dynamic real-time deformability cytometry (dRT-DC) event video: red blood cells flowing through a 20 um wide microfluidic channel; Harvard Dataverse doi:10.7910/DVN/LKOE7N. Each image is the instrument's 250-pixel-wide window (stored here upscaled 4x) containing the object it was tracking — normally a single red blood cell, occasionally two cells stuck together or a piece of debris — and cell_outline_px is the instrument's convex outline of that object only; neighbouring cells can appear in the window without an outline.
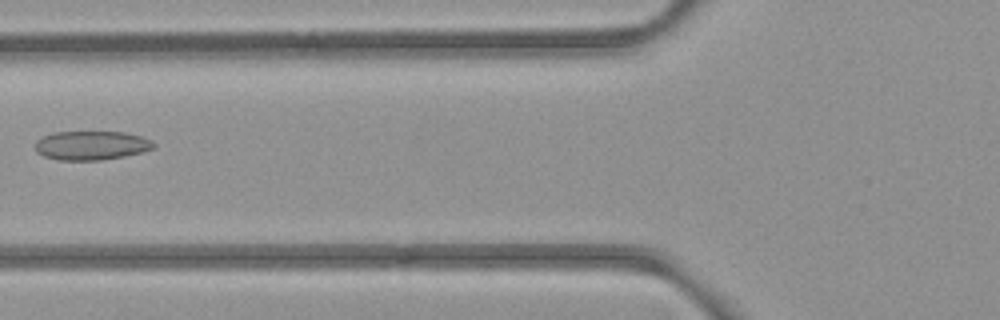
{"species": "common noctule bat (a hibernating species)", "species_latin": "Nyctalus noctula", "temperature_condition": "room temperature", "stored_images_in_passage": 4, "camera_frame_rate_fps": 3000, "um_per_image_px": 0.085, "animal": {"sex": "female", "body_mass_g": 21.9}, "frame": {"image": 1, "passage_image": 4, "time_ms": 3.333, "image_size_px": [1000, 320], "cell_outline_px": [[156, 144], [152, 148], [140, 152], [124, 156], [100, 160], [60, 160], [44, 156], [36, 152], [36, 140], [52, 132], [124, 132], [140, 136], [152, 140]], "centroid_in_image_um": [7.75, 12.36], "position_along_channel_um": 118.1, "area_um2": 19.88}}